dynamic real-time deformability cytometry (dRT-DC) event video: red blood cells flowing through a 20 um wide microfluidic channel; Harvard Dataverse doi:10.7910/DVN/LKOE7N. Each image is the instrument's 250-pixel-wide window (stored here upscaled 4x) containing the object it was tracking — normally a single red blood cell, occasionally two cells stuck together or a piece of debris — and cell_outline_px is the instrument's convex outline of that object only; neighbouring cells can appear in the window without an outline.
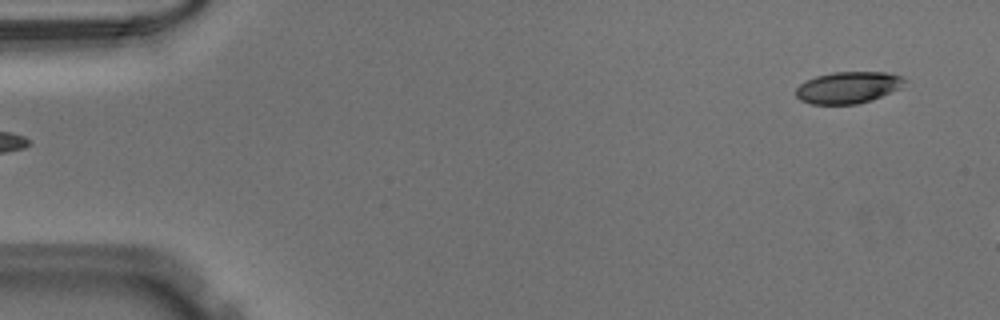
{"species": "Egyptian fruit bat (a non-hibernating species)", "species_latin": "Rousettus aegyptiacus", "temperature_condition": "warm", "stored_images_in_passage": 10, "camera_frame_rate_fps": 3000, "um_per_image_px": 0.085, "animal": {"sex": "male"}, "frame": {"image": 1, "passage_image": 1, "time_ms": 0.0, "image_size_px": [1000, 320], "cell_outline_px": [[908, 80], [900, 88], [872, 100], [856, 104], [812, 104], [800, 100], [796, 96], [796, 88], [800, 84], [816, 76], [832, 72], [892, 72]], "centroid_in_image_um": [72.11, 7.43], "position_along_channel_um": 12.9, "area_um2": 20.11}}